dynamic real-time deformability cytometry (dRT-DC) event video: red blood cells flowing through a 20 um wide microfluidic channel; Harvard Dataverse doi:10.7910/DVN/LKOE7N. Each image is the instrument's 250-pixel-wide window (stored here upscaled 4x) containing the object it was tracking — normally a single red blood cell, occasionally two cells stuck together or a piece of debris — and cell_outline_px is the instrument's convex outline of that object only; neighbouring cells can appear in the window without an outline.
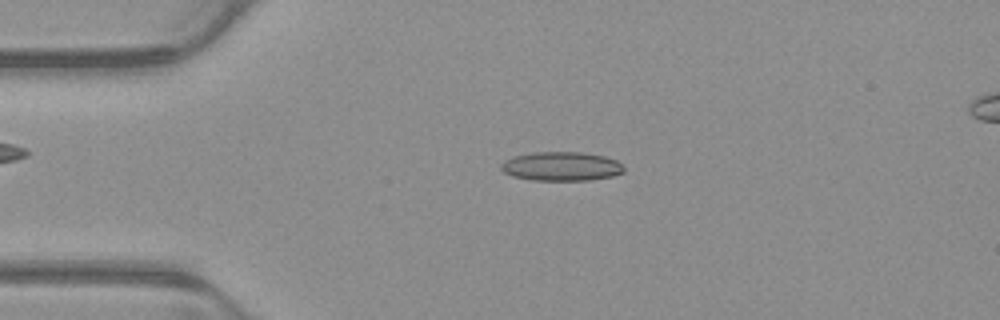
{"species": "common noctule bat (a hibernating species)", "species_latin": "Nyctalus noctula", "temperature_condition": "warm", "stored_images_in_passage": 44, "camera_frame_rate_fps": 3000, "um_per_image_px": 0.085, "animal": {"sex": "male", "body_mass_g": 23.1, "forearm_length_mm": 52.7}, "frame": {"image": 1, "passage_image": 3, "time_ms": 0.667, "image_size_px": [1000, 320], "cell_outline_px": [[624, 172], [612, 176], [588, 180], [532, 180], [512, 176], [504, 172], [500, 168], [500, 164], [504, 160], [512, 156], [532, 152], [580, 152], [604, 156], [616, 160], [624, 168]], "centroid_in_image_um": [47.67, 14.13], "position_along_channel_um": 37.3, "area_um2": 20.81}}
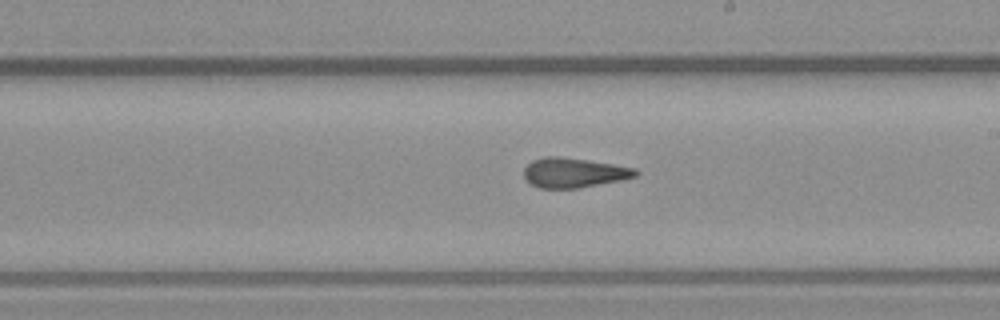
{"frame": {"image": 2, "passage_image": 21, "time_ms": 6.667, "image_size_px": [1000, 320], "cell_outline_px": [[640, 172], [636, 176], [620, 180], [580, 188], [540, 188], [532, 184], [524, 176], [524, 168], [532, 160], [544, 156], [556, 156], [588, 160], [636, 168]], "centroid_in_image_um": [48.78, 14.67], "position_along_channel_um": 240.2, "area_um2": 19.25}}
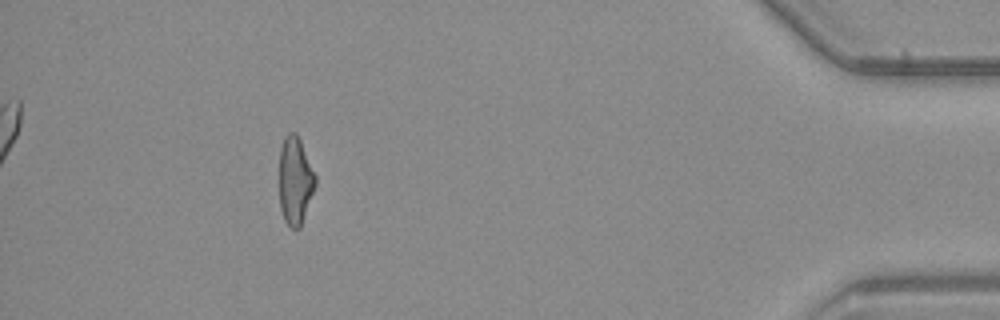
{"frame": {"image": 3, "passage_image": 39, "time_ms": 12.667, "image_size_px": [1000, 320], "cell_outline_px": [[316, 184], [300, 228], [292, 228], [284, 220], [280, 208], [280, 148], [284, 136], [288, 132], [296, 132], [300, 140], [316, 176]], "centroid_in_image_um": [25.08, 15.33], "position_along_channel_um": 410.1, "area_um2": 18.32}, "authors_computed_cell_mechanics": {"area_um2": 19.6231, "velocity_mm_per_s": 3.8916, "shape_relaxation_time_tau1_ms": null, "shape_relaxation_time_tau2_ms": 2.0432, "deformation_change_tau1": null, "deformation_change_tau2": 0.1178}}